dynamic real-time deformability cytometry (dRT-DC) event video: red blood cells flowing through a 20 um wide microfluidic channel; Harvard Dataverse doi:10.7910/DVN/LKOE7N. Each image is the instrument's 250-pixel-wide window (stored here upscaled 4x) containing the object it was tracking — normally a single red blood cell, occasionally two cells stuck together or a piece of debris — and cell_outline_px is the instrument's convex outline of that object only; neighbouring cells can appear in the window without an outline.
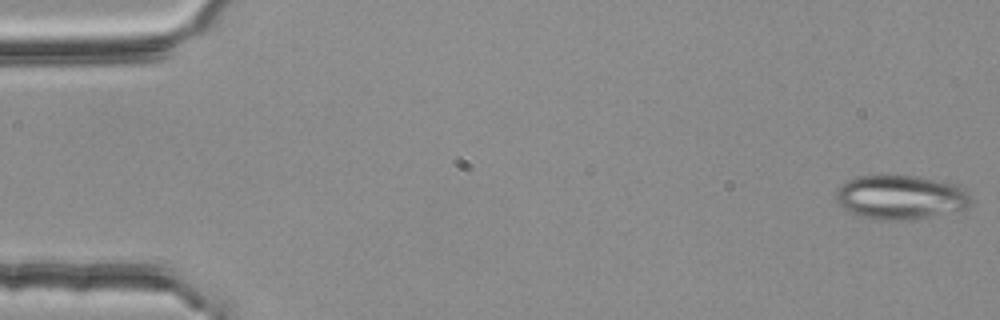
{"species": "common noctule bat (a hibernating species)", "species_latin": "Nyctalus noctula", "temperature_condition": "room temperature", "stored_images_in_passage": 16, "camera_frame_rate_fps": 3000, "um_per_image_px": 0.085, "animal": {"sex": "female", "body_mass_g": 25.1}, "frame": {"image": 1, "passage_image": 1, "time_ms": 0.0, "image_size_px": [1000, 320], "cell_outline_px": [[972, 204], [960, 212], [908, 220], [880, 220], [860, 216], [844, 208], [836, 200], [836, 192], [848, 180], [856, 176], [916, 176], [960, 184], [968, 192], [972, 200]], "centroid_in_image_um": [76.66, 16.78], "position_along_channel_um": 8.3, "area_um2": 35.03}}